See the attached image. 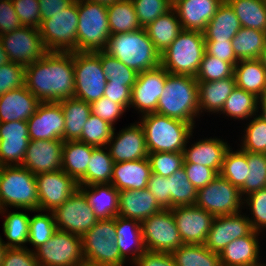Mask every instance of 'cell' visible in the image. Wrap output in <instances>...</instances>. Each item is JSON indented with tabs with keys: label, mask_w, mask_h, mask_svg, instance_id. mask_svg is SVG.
<instances>
[{
	"label": "cell",
	"mask_w": 266,
	"mask_h": 266,
	"mask_svg": "<svg viewBox=\"0 0 266 266\" xmlns=\"http://www.w3.org/2000/svg\"><path fill=\"white\" fill-rule=\"evenodd\" d=\"M73 52H48L25 67L26 88L41 103L59 102L74 97Z\"/></svg>",
	"instance_id": "obj_1"
},
{
	"label": "cell",
	"mask_w": 266,
	"mask_h": 266,
	"mask_svg": "<svg viewBox=\"0 0 266 266\" xmlns=\"http://www.w3.org/2000/svg\"><path fill=\"white\" fill-rule=\"evenodd\" d=\"M196 128L199 119L198 81L189 75L172 74L166 71L164 91L159 98L156 112Z\"/></svg>",
	"instance_id": "obj_2"
},
{
	"label": "cell",
	"mask_w": 266,
	"mask_h": 266,
	"mask_svg": "<svg viewBox=\"0 0 266 266\" xmlns=\"http://www.w3.org/2000/svg\"><path fill=\"white\" fill-rule=\"evenodd\" d=\"M105 52L137 73L160 66L161 54L155 49L145 28L111 35Z\"/></svg>",
	"instance_id": "obj_3"
},
{
	"label": "cell",
	"mask_w": 266,
	"mask_h": 266,
	"mask_svg": "<svg viewBox=\"0 0 266 266\" xmlns=\"http://www.w3.org/2000/svg\"><path fill=\"white\" fill-rule=\"evenodd\" d=\"M145 133L148 152H183L194 127L187 122L157 113L139 117Z\"/></svg>",
	"instance_id": "obj_4"
},
{
	"label": "cell",
	"mask_w": 266,
	"mask_h": 266,
	"mask_svg": "<svg viewBox=\"0 0 266 266\" xmlns=\"http://www.w3.org/2000/svg\"><path fill=\"white\" fill-rule=\"evenodd\" d=\"M39 210L35 175L22 165L0 167V210Z\"/></svg>",
	"instance_id": "obj_5"
},
{
	"label": "cell",
	"mask_w": 266,
	"mask_h": 266,
	"mask_svg": "<svg viewBox=\"0 0 266 266\" xmlns=\"http://www.w3.org/2000/svg\"><path fill=\"white\" fill-rule=\"evenodd\" d=\"M204 54V34L183 29L170 46L161 53L160 65L168 73L195 77Z\"/></svg>",
	"instance_id": "obj_6"
},
{
	"label": "cell",
	"mask_w": 266,
	"mask_h": 266,
	"mask_svg": "<svg viewBox=\"0 0 266 266\" xmlns=\"http://www.w3.org/2000/svg\"><path fill=\"white\" fill-rule=\"evenodd\" d=\"M77 9V52L105 51L111 36L107 6L77 0Z\"/></svg>",
	"instance_id": "obj_7"
},
{
	"label": "cell",
	"mask_w": 266,
	"mask_h": 266,
	"mask_svg": "<svg viewBox=\"0 0 266 266\" xmlns=\"http://www.w3.org/2000/svg\"><path fill=\"white\" fill-rule=\"evenodd\" d=\"M85 264L92 266H124L116 244L115 217L99 219L97 223L81 236Z\"/></svg>",
	"instance_id": "obj_8"
},
{
	"label": "cell",
	"mask_w": 266,
	"mask_h": 266,
	"mask_svg": "<svg viewBox=\"0 0 266 266\" xmlns=\"http://www.w3.org/2000/svg\"><path fill=\"white\" fill-rule=\"evenodd\" d=\"M77 0L49 19L41 21L39 33L50 52L77 51Z\"/></svg>",
	"instance_id": "obj_9"
},
{
	"label": "cell",
	"mask_w": 266,
	"mask_h": 266,
	"mask_svg": "<svg viewBox=\"0 0 266 266\" xmlns=\"http://www.w3.org/2000/svg\"><path fill=\"white\" fill-rule=\"evenodd\" d=\"M75 94L87 103L103 97L107 78L100 63L98 52H73Z\"/></svg>",
	"instance_id": "obj_10"
},
{
	"label": "cell",
	"mask_w": 266,
	"mask_h": 266,
	"mask_svg": "<svg viewBox=\"0 0 266 266\" xmlns=\"http://www.w3.org/2000/svg\"><path fill=\"white\" fill-rule=\"evenodd\" d=\"M34 253L40 266H80L85 264L81 236L59 229Z\"/></svg>",
	"instance_id": "obj_11"
},
{
	"label": "cell",
	"mask_w": 266,
	"mask_h": 266,
	"mask_svg": "<svg viewBox=\"0 0 266 266\" xmlns=\"http://www.w3.org/2000/svg\"><path fill=\"white\" fill-rule=\"evenodd\" d=\"M240 189L218 175L197 192L196 205L214 217L234 214L245 209Z\"/></svg>",
	"instance_id": "obj_12"
},
{
	"label": "cell",
	"mask_w": 266,
	"mask_h": 266,
	"mask_svg": "<svg viewBox=\"0 0 266 266\" xmlns=\"http://www.w3.org/2000/svg\"><path fill=\"white\" fill-rule=\"evenodd\" d=\"M146 251L172 253L183 245L171 209H163L141 222Z\"/></svg>",
	"instance_id": "obj_13"
},
{
	"label": "cell",
	"mask_w": 266,
	"mask_h": 266,
	"mask_svg": "<svg viewBox=\"0 0 266 266\" xmlns=\"http://www.w3.org/2000/svg\"><path fill=\"white\" fill-rule=\"evenodd\" d=\"M0 41L10 62L24 67L44 57L49 51L44 45L39 29L22 26L0 35Z\"/></svg>",
	"instance_id": "obj_14"
},
{
	"label": "cell",
	"mask_w": 266,
	"mask_h": 266,
	"mask_svg": "<svg viewBox=\"0 0 266 266\" xmlns=\"http://www.w3.org/2000/svg\"><path fill=\"white\" fill-rule=\"evenodd\" d=\"M53 214L57 229L79 236L89 231L99 220L79 188Z\"/></svg>",
	"instance_id": "obj_15"
},
{
	"label": "cell",
	"mask_w": 266,
	"mask_h": 266,
	"mask_svg": "<svg viewBox=\"0 0 266 266\" xmlns=\"http://www.w3.org/2000/svg\"><path fill=\"white\" fill-rule=\"evenodd\" d=\"M39 198V210L54 211L77 189L78 183L62 169L35 176Z\"/></svg>",
	"instance_id": "obj_16"
},
{
	"label": "cell",
	"mask_w": 266,
	"mask_h": 266,
	"mask_svg": "<svg viewBox=\"0 0 266 266\" xmlns=\"http://www.w3.org/2000/svg\"><path fill=\"white\" fill-rule=\"evenodd\" d=\"M166 70L160 65L157 68L138 73L132 87L130 107L142 116L156 112L159 98L164 91Z\"/></svg>",
	"instance_id": "obj_17"
},
{
	"label": "cell",
	"mask_w": 266,
	"mask_h": 266,
	"mask_svg": "<svg viewBox=\"0 0 266 266\" xmlns=\"http://www.w3.org/2000/svg\"><path fill=\"white\" fill-rule=\"evenodd\" d=\"M114 127L110 141L106 145L114 163L148 158L145 133L139 121L130 123L115 133Z\"/></svg>",
	"instance_id": "obj_18"
},
{
	"label": "cell",
	"mask_w": 266,
	"mask_h": 266,
	"mask_svg": "<svg viewBox=\"0 0 266 266\" xmlns=\"http://www.w3.org/2000/svg\"><path fill=\"white\" fill-rule=\"evenodd\" d=\"M184 244H204L214 216L196 204L171 208Z\"/></svg>",
	"instance_id": "obj_19"
},
{
	"label": "cell",
	"mask_w": 266,
	"mask_h": 266,
	"mask_svg": "<svg viewBox=\"0 0 266 266\" xmlns=\"http://www.w3.org/2000/svg\"><path fill=\"white\" fill-rule=\"evenodd\" d=\"M30 140H63L65 118L59 102L40 103L27 121Z\"/></svg>",
	"instance_id": "obj_20"
},
{
	"label": "cell",
	"mask_w": 266,
	"mask_h": 266,
	"mask_svg": "<svg viewBox=\"0 0 266 266\" xmlns=\"http://www.w3.org/2000/svg\"><path fill=\"white\" fill-rule=\"evenodd\" d=\"M252 230L250 220L242 211L217 216L212 221L204 245L212 252L219 254L230 242L247 236Z\"/></svg>",
	"instance_id": "obj_21"
},
{
	"label": "cell",
	"mask_w": 266,
	"mask_h": 266,
	"mask_svg": "<svg viewBox=\"0 0 266 266\" xmlns=\"http://www.w3.org/2000/svg\"><path fill=\"white\" fill-rule=\"evenodd\" d=\"M27 121L0 123V167L22 165L29 143Z\"/></svg>",
	"instance_id": "obj_22"
},
{
	"label": "cell",
	"mask_w": 266,
	"mask_h": 266,
	"mask_svg": "<svg viewBox=\"0 0 266 266\" xmlns=\"http://www.w3.org/2000/svg\"><path fill=\"white\" fill-rule=\"evenodd\" d=\"M63 140H30L22 166L35 176L61 170Z\"/></svg>",
	"instance_id": "obj_23"
},
{
	"label": "cell",
	"mask_w": 266,
	"mask_h": 266,
	"mask_svg": "<svg viewBox=\"0 0 266 266\" xmlns=\"http://www.w3.org/2000/svg\"><path fill=\"white\" fill-rule=\"evenodd\" d=\"M191 137L193 138V133L188 138L186 146L183 149L184 163H193L210 167L219 174L224 155L230 148L228 141L220 139L217 136L213 138L204 137V139H199V141L197 140L190 146L189 140H191Z\"/></svg>",
	"instance_id": "obj_24"
},
{
	"label": "cell",
	"mask_w": 266,
	"mask_h": 266,
	"mask_svg": "<svg viewBox=\"0 0 266 266\" xmlns=\"http://www.w3.org/2000/svg\"><path fill=\"white\" fill-rule=\"evenodd\" d=\"M224 0H176L173 3L182 29L204 32Z\"/></svg>",
	"instance_id": "obj_25"
},
{
	"label": "cell",
	"mask_w": 266,
	"mask_h": 266,
	"mask_svg": "<svg viewBox=\"0 0 266 266\" xmlns=\"http://www.w3.org/2000/svg\"><path fill=\"white\" fill-rule=\"evenodd\" d=\"M260 232L252 230L247 236L230 242L220 253L221 266H260L262 260ZM260 255V256H259Z\"/></svg>",
	"instance_id": "obj_26"
},
{
	"label": "cell",
	"mask_w": 266,
	"mask_h": 266,
	"mask_svg": "<svg viewBox=\"0 0 266 266\" xmlns=\"http://www.w3.org/2000/svg\"><path fill=\"white\" fill-rule=\"evenodd\" d=\"M40 103L25 85L10 90L0 96V123L28 121Z\"/></svg>",
	"instance_id": "obj_27"
},
{
	"label": "cell",
	"mask_w": 266,
	"mask_h": 266,
	"mask_svg": "<svg viewBox=\"0 0 266 266\" xmlns=\"http://www.w3.org/2000/svg\"><path fill=\"white\" fill-rule=\"evenodd\" d=\"M162 210L163 208L147 188L119 191L118 215L122 217L137 220L141 223Z\"/></svg>",
	"instance_id": "obj_28"
},
{
	"label": "cell",
	"mask_w": 266,
	"mask_h": 266,
	"mask_svg": "<svg viewBox=\"0 0 266 266\" xmlns=\"http://www.w3.org/2000/svg\"><path fill=\"white\" fill-rule=\"evenodd\" d=\"M150 174L148 158L114 163L110 184L118 191L146 189Z\"/></svg>",
	"instance_id": "obj_29"
},
{
	"label": "cell",
	"mask_w": 266,
	"mask_h": 266,
	"mask_svg": "<svg viewBox=\"0 0 266 266\" xmlns=\"http://www.w3.org/2000/svg\"><path fill=\"white\" fill-rule=\"evenodd\" d=\"M116 244L121 257L129 264H133L145 251L142 237L141 223L137 220L115 217Z\"/></svg>",
	"instance_id": "obj_30"
},
{
	"label": "cell",
	"mask_w": 266,
	"mask_h": 266,
	"mask_svg": "<svg viewBox=\"0 0 266 266\" xmlns=\"http://www.w3.org/2000/svg\"><path fill=\"white\" fill-rule=\"evenodd\" d=\"M235 87L234 75L222 80L198 82L199 118L206 112L207 115H218Z\"/></svg>",
	"instance_id": "obj_31"
},
{
	"label": "cell",
	"mask_w": 266,
	"mask_h": 266,
	"mask_svg": "<svg viewBox=\"0 0 266 266\" xmlns=\"http://www.w3.org/2000/svg\"><path fill=\"white\" fill-rule=\"evenodd\" d=\"M84 193L98 219L118 216L119 191L112 184L78 186Z\"/></svg>",
	"instance_id": "obj_32"
},
{
	"label": "cell",
	"mask_w": 266,
	"mask_h": 266,
	"mask_svg": "<svg viewBox=\"0 0 266 266\" xmlns=\"http://www.w3.org/2000/svg\"><path fill=\"white\" fill-rule=\"evenodd\" d=\"M233 75L237 87L259 99L266 95V70L260 59L239 60Z\"/></svg>",
	"instance_id": "obj_33"
},
{
	"label": "cell",
	"mask_w": 266,
	"mask_h": 266,
	"mask_svg": "<svg viewBox=\"0 0 266 266\" xmlns=\"http://www.w3.org/2000/svg\"><path fill=\"white\" fill-rule=\"evenodd\" d=\"M240 21L230 4L224 0L207 24L205 41H231L241 28Z\"/></svg>",
	"instance_id": "obj_34"
},
{
	"label": "cell",
	"mask_w": 266,
	"mask_h": 266,
	"mask_svg": "<svg viewBox=\"0 0 266 266\" xmlns=\"http://www.w3.org/2000/svg\"><path fill=\"white\" fill-rule=\"evenodd\" d=\"M94 148L79 140L64 141L61 169L78 182L86 174Z\"/></svg>",
	"instance_id": "obj_35"
},
{
	"label": "cell",
	"mask_w": 266,
	"mask_h": 266,
	"mask_svg": "<svg viewBox=\"0 0 266 266\" xmlns=\"http://www.w3.org/2000/svg\"><path fill=\"white\" fill-rule=\"evenodd\" d=\"M145 30L153 42L155 49L161 54L170 46L183 29L175 9L172 8L151 22L145 27Z\"/></svg>",
	"instance_id": "obj_36"
},
{
	"label": "cell",
	"mask_w": 266,
	"mask_h": 266,
	"mask_svg": "<svg viewBox=\"0 0 266 266\" xmlns=\"http://www.w3.org/2000/svg\"><path fill=\"white\" fill-rule=\"evenodd\" d=\"M65 118L64 141L78 140L83 126L91 115L90 103L70 97L59 101Z\"/></svg>",
	"instance_id": "obj_37"
},
{
	"label": "cell",
	"mask_w": 266,
	"mask_h": 266,
	"mask_svg": "<svg viewBox=\"0 0 266 266\" xmlns=\"http://www.w3.org/2000/svg\"><path fill=\"white\" fill-rule=\"evenodd\" d=\"M8 210L9 209L0 210V215L2 214L4 217L2 230L7 240H3L5 246L7 248L28 247L26 244L29 237L30 214H26V211H34L24 209L25 212H11Z\"/></svg>",
	"instance_id": "obj_38"
},
{
	"label": "cell",
	"mask_w": 266,
	"mask_h": 266,
	"mask_svg": "<svg viewBox=\"0 0 266 266\" xmlns=\"http://www.w3.org/2000/svg\"><path fill=\"white\" fill-rule=\"evenodd\" d=\"M113 165L114 161L107 147H95L92 151L86 174L77 182L78 186L110 184Z\"/></svg>",
	"instance_id": "obj_39"
},
{
	"label": "cell",
	"mask_w": 266,
	"mask_h": 266,
	"mask_svg": "<svg viewBox=\"0 0 266 266\" xmlns=\"http://www.w3.org/2000/svg\"><path fill=\"white\" fill-rule=\"evenodd\" d=\"M111 35L142 29L132 0H118L107 6Z\"/></svg>",
	"instance_id": "obj_40"
},
{
	"label": "cell",
	"mask_w": 266,
	"mask_h": 266,
	"mask_svg": "<svg viewBox=\"0 0 266 266\" xmlns=\"http://www.w3.org/2000/svg\"><path fill=\"white\" fill-rule=\"evenodd\" d=\"M231 43L238 60L260 59L266 46V32L241 27Z\"/></svg>",
	"instance_id": "obj_41"
},
{
	"label": "cell",
	"mask_w": 266,
	"mask_h": 266,
	"mask_svg": "<svg viewBox=\"0 0 266 266\" xmlns=\"http://www.w3.org/2000/svg\"><path fill=\"white\" fill-rule=\"evenodd\" d=\"M258 100L259 98L254 94L236 86L226 99L219 115L224 114V117L233 118V121L241 120L247 122V120L257 114Z\"/></svg>",
	"instance_id": "obj_42"
},
{
	"label": "cell",
	"mask_w": 266,
	"mask_h": 266,
	"mask_svg": "<svg viewBox=\"0 0 266 266\" xmlns=\"http://www.w3.org/2000/svg\"><path fill=\"white\" fill-rule=\"evenodd\" d=\"M242 27L266 32V0H226Z\"/></svg>",
	"instance_id": "obj_43"
},
{
	"label": "cell",
	"mask_w": 266,
	"mask_h": 266,
	"mask_svg": "<svg viewBox=\"0 0 266 266\" xmlns=\"http://www.w3.org/2000/svg\"><path fill=\"white\" fill-rule=\"evenodd\" d=\"M171 254L176 266H221L219 254L204 244H183Z\"/></svg>",
	"instance_id": "obj_44"
},
{
	"label": "cell",
	"mask_w": 266,
	"mask_h": 266,
	"mask_svg": "<svg viewBox=\"0 0 266 266\" xmlns=\"http://www.w3.org/2000/svg\"><path fill=\"white\" fill-rule=\"evenodd\" d=\"M249 167L247 151L230 148L226 151L219 175L227 179L232 185L241 189L245 183Z\"/></svg>",
	"instance_id": "obj_45"
},
{
	"label": "cell",
	"mask_w": 266,
	"mask_h": 266,
	"mask_svg": "<svg viewBox=\"0 0 266 266\" xmlns=\"http://www.w3.org/2000/svg\"><path fill=\"white\" fill-rule=\"evenodd\" d=\"M169 179L170 209L194 205L198 190L188 181L184 168L177 170Z\"/></svg>",
	"instance_id": "obj_46"
},
{
	"label": "cell",
	"mask_w": 266,
	"mask_h": 266,
	"mask_svg": "<svg viewBox=\"0 0 266 266\" xmlns=\"http://www.w3.org/2000/svg\"><path fill=\"white\" fill-rule=\"evenodd\" d=\"M35 212L38 214L30 216L29 237L27 242V244H31L33 246L32 249L30 248L33 252L40 245L47 242L57 230L52 211H45L46 213H43L44 211L35 210L34 213Z\"/></svg>",
	"instance_id": "obj_47"
},
{
	"label": "cell",
	"mask_w": 266,
	"mask_h": 266,
	"mask_svg": "<svg viewBox=\"0 0 266 266\" xmlns=\"http://www.w3.org/2000/svg\"><path fill=\"white\" fill-rule=\"evenodd\" d=\"M100 63L106 75L107 83H118L132 89L138 77L135 70L105 51H100Z\"/></svg>",
	"instance_id": "obj_48"
},
{
	"label": "cell",
	"mask_w": 266,
	"mask_h": 266,
	"mask_svg": "<svg viewBox=\"0 0 266 266\" xmlns=\"http://www.w3.org/2000/svg\"><path fill=\"white\" fill-rule=\"evenodd\" d=\"M252 118L245 124L238 146L242 151L266 153V121L257 114Z\"/></svg>",
	"instance_id": "obj_49"
},
{
	"label": "cell",
	"mask_w": 266,
	"mask_h": 266,
	"mask_svg": "<svg viewBox=\"0 0 266 266\" xmlns=\"http://www.w3.org/2000/svg\"><path fill=\"white\" fill-rule=\"evenodd\" d=\"M248 173L243 187L240 189L243 197L266 188V153L247 152Z\"/></svg>",
	"instance_id": "obj_50"
},
{
	"label": "cell",
	"mask_w": 266,
	"mask_h": 266,
	"mask_svg": "<svg viewBox=\"0 0 266 266\" xmlns=\"http://www.w3.org/2000/svg\"><path fill=\"white\" fill-rule=\"evenodd\" d=\"M113 130L114 127L110 123L91 114L78 140L95 147H105L110 141Z\"/></svg>",
	"instance_id": "obj_51"
},
{
	"label": "cell",
	"mask_w": 266,
	"mask_h": 266,
	"mask_svg": "<svg viewBox=\"0 0 266 266\" xmlns=\"http://www.w3.org/2000/svg\"><path fill=\"white\" fill-rule=\"evenodd\" d=\"M233 74L234 66L231 63L205 52L195 78L198 82H210L232 77Z\"/></svg>",
	"instance_id": "obj_52"
},
{
	"label": "cell",
	"mask_w": 266,
	"mask_h": 266,
	"mask_svg": "<svg viewBox=\"0 0 266 266\" xmlns=\"http://www.w3.org/2000/svg\"><path fill=\"white\" fill-rule=\"evenodd\" d=\"M243 206L251 212V216L247 215V217L250 220L252 229L260 233L264 232V230L266 231V188L245 196Z\"/></svg>",
	"instance_id": "obj_53"
},
{
	"label": "cell",
	"mask_w": 266,
	"mask_h": 266,
	"mask_svg": "<svg viewBox=\"0 0 266 266\" xmlns=\"http://www.w3.org/2000/svg\"><path fill=\"white\" fill-rule=\"evenodd\" d=\"M148 159L151 165V173L169 177L177 170L183 168V152H151L148 153Z\"/></svg>",
	"instance_id": "obj_54"
},
{
	"label": "cell",
	"mask_w": 266,
	"mask_h": 266,
	"mask_svg": "<svg viewBox=\"0 0 266 266\" xmlns=\"http://www.w3.org/2000/svg\"><path fill=\"white\" fill-rule=\"evenodd\" d=\"M142 28L173 8L171 0H132Z\"/></svg>",
	"instance_id": "obj_55"
},
{
	"label": "cell",
	"mask_w": 266,
	"mask_h": 266,
	"mask_svg": "<svg viewBox=\"0 0 266 266\" xmlns=\"http://www.w3.org/2000/svg\"><path fill=\"white\" fill-rule=\"evenodd\" d=\"M25 67L9 62L0 66V96L10 90L24 86Z\"/></svg>",
	"instance_id": "obj_56"
},
{
	"label": "cell",
	"mask_w": 266,
	"mask_h": 266,
	"mask_svg": "<svg viewBox=\"0 0 266 266\" xmlns=\"http://www.w3.org/2000/svg\"><path fill=\"white\" fill-rule=\"evenodd\" d=\"M22 26L39 29L41 13L38 0H12Z\"/></svg>",
	"instance_id": "obj_57"
},
{
	"label": "cell",
	"mask_w": 266,
	"mask_h": 266,
	"mask_svg": "<svg viewBox=\"0 0 266 266\" xmlns=\"http://www.w3.org/2000/svg\"><path fill=\"white\" fill-rule=\"evenodd\" d=\"M90 108L91 114L100 117L113 127L126 112V109L121 104L115 103L104 96L90 103Z\"/></svg>",
	"instance_id": "obj_58"
},
{
	"label": "cell",
	"mask_w": 266,
	"mask_h": 266,
	"mask_svg": "<svg viewBox=\"0 0 266 266\" xmlns=\"http://www.w3.org/2000/svg\"><path fill=\"white\" fill-rule=\"evenodd\" d=\"M1 266H39L36 255L29 247L7 248Z\"/></svg>",
	"instance_id": "obj_59"
},
{
	"label": "cell",
	"mask_w": 266,
	"mask_h": 266,
	"mask_svg": "<svg viewBox=\"0 0 266 266\" xmlns=\"http://www.w3.org/2000/svg\"><path fill=\"white\" fill-rule=\"evenodd\" d=\"M188 181L198 190L205 187L219 174L212 168L193 163H184Z\"/></svg>",
	"instance_id": "obj_60"
},
{
	"label": "cell",
	"mask_w": 266,
	"mask_h": 266,
	"mask_svg": "<svg viewBox=\"0 0 266 266\" xmlns=\"http://www.w3.org/2000/svg\"><path fill=\"white\" fill-rule=\"evenodd\" d=\"M147 189L155 197L163 209H170L169 179L161 175L151 173Z\"/></svg>",
	"instance_id": "obj_61"
},
{
	"label": "cell",
	"mask_w": 266,
	"mask_h": 266,
	"mask_svg": "<svg viewBox=\"0 0 266 266\" xmlns=\"http://www.w3.org/2000/svg\"><path fill=\"white\" fill-rule=\"evenodd\" d=\"M22 27L12 0L0 1V35L10 33Z\"/></svg>",
	"instance_id": "obj_62"
},
{
	"label": "cell",
	"mask_w": 266,
	"mask_h": 266,
	"mask_svg": "<svg viewBox=\"0 0 266 266\" xmlns=\"http://www.w3.org/2000/svg\"><path fill=\"white\" fill-rule=\"evenodd\" d=\"M205 52L235 66L238 59L234 53L231 41H205Z\"/></svg>",
	"instance_id": "obj_63"
},
{
	"label": "cell",
	"mask_w": 266,
	"mask_h": 266,
	"mask_svg": "<svg viewBox=\"0 0 266 266\" xmlns=\"http://www.w3.org/2000/svg\"><path fill=\"white\" fill-rule=\"evenodd\" d=\"M132 89L118 83H106L104 97L115 103L121 104L126 110H130Z\"/></svg>",
	"instance_id": "obj_64"
},
{
	"label": "cell",
	"mask_w": 266,
	"mask_h": 266,
	"mask_svg": "<svg viewBox=\"0 0 266 266\" xmlns=\"http://www.w3.org/2000/svg\"><path fill=\"white\" fill-rule=\"evenodd\" d=\"M132 265L134 266H176L171 253L145 251Z\"/></svg>",
	"instance_id": "obj_65"
},
{
	"label": "cell",
	"mask_w": 266,
	"mask_h": 266,
	"mask_svg": "<svg viewBox=\"0 0 266 266\" xmlns=\"http://www.w3.org/2000/svg\"><path fill=\"white\" fill-rule=\"evenodd\" d=\"M38 1L41 13V21H42L51 18L53 14L60 12V10H64L75 0H38Z\"/></svg>",
	"instance_id": "obj_66"
},
{
	"label": "cell",
	"mask_w": 266,
	"mask_h": 266,
	"mask_svg": "<svg viewBox=\"0 0 266 266\" xmlns=\"http://www.w3.org/2000/svg\"><path fill=\"white\" fill-rule=\"evenodd\" d=\"M257 110V115L266 121V95L258 100Z\"/></svg>",
	"instance_id": "obj_67"
},
{
	"label": "cell",
	"mask_w": 266,
	"mask_h": 266,
	"mask_svg": "<svg viewBox=\"0 0 266 266\" xmlns=\"http://www.w3.org/2000/svg\"><path fill=\"white\" fill-rule=\"evenodd\" d=\"M10 60L8 58V54L4 50L2 46V42L0 41V66L9 63Z\"/></svg>",
	"instance_id": "obj_68"
},
{
	"label": "cell",
	"mask_w": 266,
	"mask_h": 266,
	"mask_svg": "<svg viewBox=\"0 0 266 266\" xmlns=\"http://www.w3.org/2000/svg\"><path fill=\"white\" fill-rule=\"evenodd\" d=\"M7 247L5 246L2 237L0 236V266Z\"/></svg>",
	"instance_id": "obj_69"
},
{
	"label": "cell",
	"mask_w": 266,
	"mask_h": 266,
	"mask_svg": "<svg viewBox=\"0 0 266 266\" xmlns=\"http://www.w3.org/2000/svg\"><path fill=\"white\" fill-rule=\"evenodd\" d=\"M89 1L99 3L100 5L109 6L114 2H117L118 0H89Z\"/></svg>",
	"instance_id": "obj_70"
},
{
	"label": "cell",
	"mask_w": 266,
	"mask_h": 266,
	"mask_svg": "<svg viewBox=\"0 0 266 266\" xmlns=\"http://www.w3.org/2000/svg\"><path fill=\"white\" fill-rule=\"evenodd\" d=\"M260 60H261L263 66H264V68L266 70V46H265V48H264V50H263V52L261 54Z\"/></svg>",
	"instance_id": "obj_71"
},
{
	"label": "cell",
	"mask_w": 266,
	"mask_h": 266,
	"mask_svg": "<svg viewBox=\"0 0 266 266\" xmlns=\"http://www.w3.org/2000/svg\"><path fill=\"white\" fill-rule=\"evenodd\" d=\"M80 266H92V265H88V264H82V265H80Z\"/></svg>",
	"instance_id": "obj_72"
},
{
	"label": "cell",
	"mask_w": 266,
	"mask_h": 266,
	"mask_svg": "<svg viewBox=\"0 0 266 266\" xmlns=\"http://www.w3.org/2000/svg\"><path fill=\"white\" fill-rule=\"evenodd\" d=\"M261 266H266V263H264V262H263V263H261Z\"/></svg>",
	"instance_id": "obj_73"
}]
</instances>
